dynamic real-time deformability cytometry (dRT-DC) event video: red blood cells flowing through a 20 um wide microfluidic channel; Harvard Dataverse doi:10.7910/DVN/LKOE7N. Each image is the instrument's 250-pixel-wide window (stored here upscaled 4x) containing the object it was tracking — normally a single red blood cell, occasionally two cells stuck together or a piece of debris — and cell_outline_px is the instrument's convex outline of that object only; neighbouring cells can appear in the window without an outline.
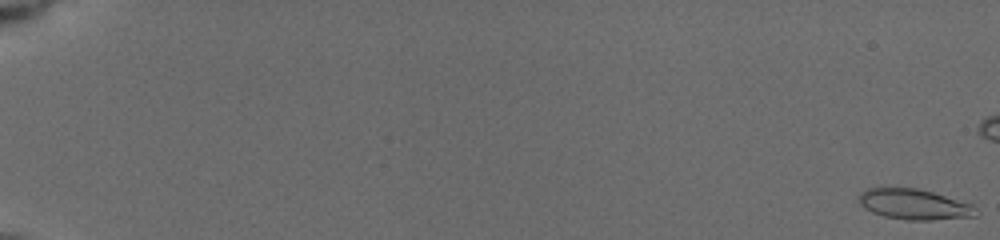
{"species": "common noctule bat (a hibernating species)", "species_latin": "Nyctalus noctula", "temperature_condition": "cold", "stored_images_in_passage": 18, "camera_frame_rate_fps": 3000, "um_per_image_px": 0.085, "animal": {"sex": "female", "body_mass_g": 19.5, "forearm_length_mm": 54.1}, "frame": {"image": 1, "passage_image": 1, "time_ms": 0.0, "image_size_px": [1000, 240], "cell_outline_px": [[976, 216], [932, 220], [908, 220], [884, 216], [872, 212], [864, 208], [860, 204], [860, 192], [868, 188], [916, 188], [932, 192], [972, 204]], "centroid_in_image_um": [77.67, 17.37], "position_along_channel_um": 7.3, "area_um2": 20.46}}
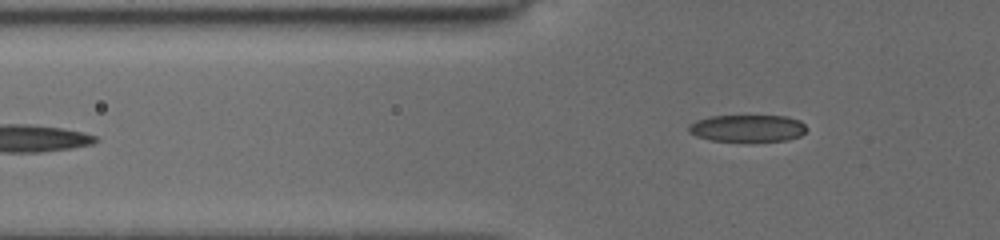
{"frame": {"image": 2, "passage_image": 18, "time_ms": 8.333, "image_size_px": [1000, 240], "cell_outline_px": [[808, 128], [800, 136], [788, 140], [712, 140], [696, 136], [688, 132], [688, 124], [696, 120], [712, 116], [784, 116], [800, 120]], "centroid_in_image_um": [63.53, 10.88], "position_along_channel_um": 62.3, "area_um2": 18.32}}